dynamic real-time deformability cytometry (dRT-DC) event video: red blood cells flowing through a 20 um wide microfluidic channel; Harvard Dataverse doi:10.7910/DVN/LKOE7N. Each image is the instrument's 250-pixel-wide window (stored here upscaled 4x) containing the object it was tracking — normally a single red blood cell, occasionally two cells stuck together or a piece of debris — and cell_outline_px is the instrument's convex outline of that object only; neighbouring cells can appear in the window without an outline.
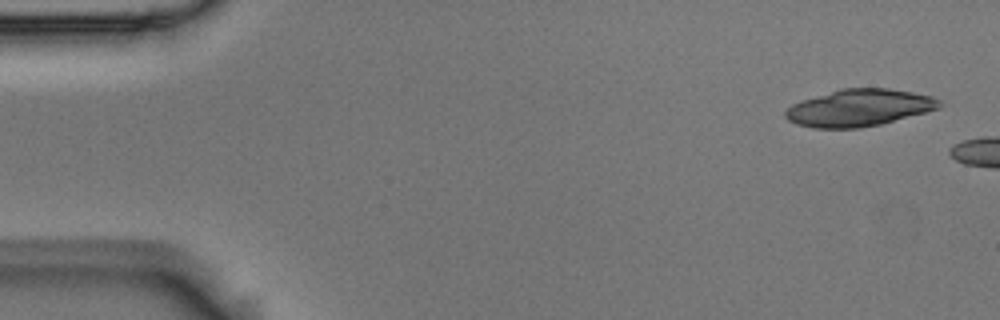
{"species": "Egyptian fruit bat (a non-hibernating species)", "species_latin": "Rousettus aegyptiacus", "temperature_condition": "room temperature", "stored_images_in_passage": 2, "camera_frame_rate_fps": 3000, "um_per_image_px": 0.085, "animal": {"sex": "male"}, "frame": {"image": 1, "passage_image": 1, "time_ms": 0.0, "image_size_px": [1000, 320], "cell_outline_px": [[940, 108], [880, 124], [856, 128], [812, 128], [796, 124], [788, 120], [784, 116], [784, 112], [792, 104], [840, 88], [888, 88], [912, 92], [932, 96], [940, 100]], "centroid_in_image_um": [73.01, 9.16], "position_along_channel_um": 12.0, "area_um2": 32.95}}